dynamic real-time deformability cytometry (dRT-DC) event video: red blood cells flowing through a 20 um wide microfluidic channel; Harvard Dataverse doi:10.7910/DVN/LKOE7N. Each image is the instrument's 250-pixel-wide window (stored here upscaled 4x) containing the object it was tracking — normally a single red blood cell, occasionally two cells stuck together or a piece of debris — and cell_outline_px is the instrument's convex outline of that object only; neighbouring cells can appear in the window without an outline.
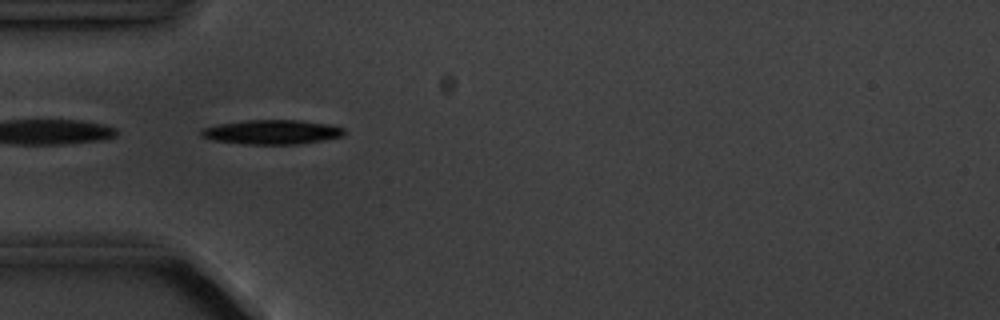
{"species": "common noctule bat (a hibernating species)", "species_latin": "Nyctalus noctula", "temperature_condition": "cold", "stored_images_in_passage": 4, "camera_frame_rate_fps": 3000, "um_per_image_px": 0.085, "animal": {"sex": "male", "body_mass_g": 20.1, "forearm_length_mm": 53.5}, "frame": {"image": 1, "passage_image": 1, "time_ms": 0.0, "image_size_px": [1000, 320], "cell_outline_px": [[344, 136], [324, 140], [296, 144], [244, 144], [212, 140], [200, 136], [200, 132], [204, 128], [220, 124], [248, 120], [300, 120], [328, 124], [344, 128]], "centroid_in_image_um": [23.13, 11.23], "position_along_channel_um": 61.9, "area_um2": 20.23}}